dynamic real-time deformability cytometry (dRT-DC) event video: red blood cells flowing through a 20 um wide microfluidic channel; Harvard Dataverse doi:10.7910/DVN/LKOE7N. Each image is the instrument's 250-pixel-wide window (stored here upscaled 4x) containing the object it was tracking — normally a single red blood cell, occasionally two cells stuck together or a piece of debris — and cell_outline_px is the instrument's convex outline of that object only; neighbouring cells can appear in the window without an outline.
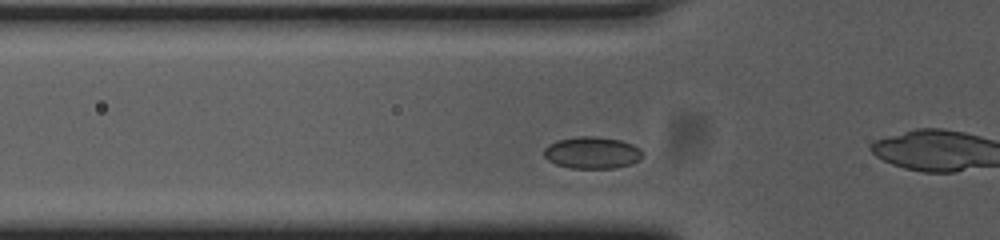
{"species": "common noctule bat (a hibernating species)", "species_latin": "Nyctalus noctula", "temperature_condition": "cold", "stored_images_in_passage": 31, "camera_frame_rate_fps": 3000, "um_per_image_px": 0.085, "animal": {"sex": "female", "body_mass_g": 23.0, "forearm_length_mm": 53.4}, "frame": {"image": 1, "passage_image": 3, "time_ms": 0.667, "image_size_px": [1000, 240], "cell_outline_px": [[644, 156], [640, 160], [632, 164], [616, 168], [572, 168], [556, 164], [548, 160], [544, 156], [544, 148], [548, 144], [556, 140], [580, 136], [592, 136], [620, 140], [632, 144], [640, 148]], "centroid_in_image_um": [50.35, 12.98], "position_along_channel_um": 75.5, "area_um2": 18.44}}
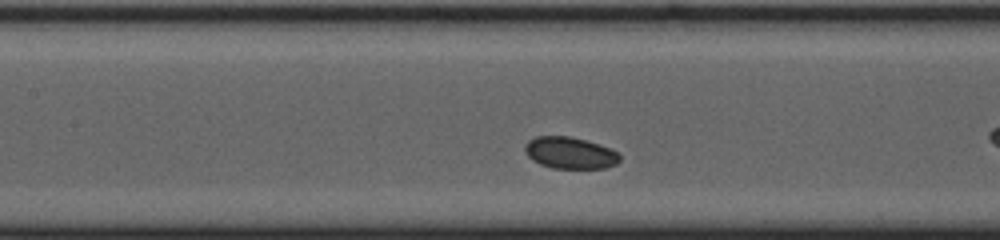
{"frame": {"image": 2, "passage_image": 10, "time_ms": 3.0, "image_size_px": [1000, 240], "cell_outline_px": [[620, 160], [616, 164], [604, 168], [552, 168], [540, 164], [532, 160], [528, 156], [524, 148], [524, 144], [528, 140], [536, 136], [568, 136], [584, 140], [608, 148], [616, 152], [620, 156]], "centroid_in_image_um": [48.4, 13.0], "position_along_channel_um": 159.0, "area_um2": 17.34}}
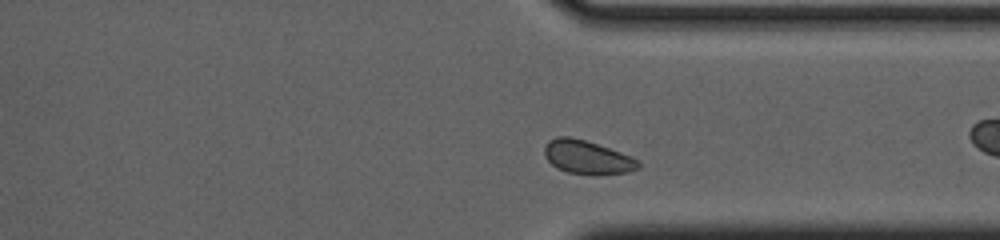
{"frame": {"image": 3, "passage_image": 27, "time_ms": 8.667, "image_size_px": [1000, 240], "cell_outline_px": [[640, 168], [628, 172], [596, 176], [568, 172], [556, 168], [544, 156], [544, 144], [548, 140], [556, 136], [568, 136], [584, 140], [620, 152], [640, 160]], "centroid_in_image_um": [49.9, 13.38], "position_along_channel_um": 361.5, "area_um2": 18.61}, "authors_computed_cell_mechanics": {"area_um2": 17.918, "velocity_mm_per_s": 3.5687, "shape_relaxation_time_tau1_ms": null, "shape_relaxation_time_tau2_ms": 3.956, "deformation_change_tau1": null, "deformation_change_tau2": 0.0662}}